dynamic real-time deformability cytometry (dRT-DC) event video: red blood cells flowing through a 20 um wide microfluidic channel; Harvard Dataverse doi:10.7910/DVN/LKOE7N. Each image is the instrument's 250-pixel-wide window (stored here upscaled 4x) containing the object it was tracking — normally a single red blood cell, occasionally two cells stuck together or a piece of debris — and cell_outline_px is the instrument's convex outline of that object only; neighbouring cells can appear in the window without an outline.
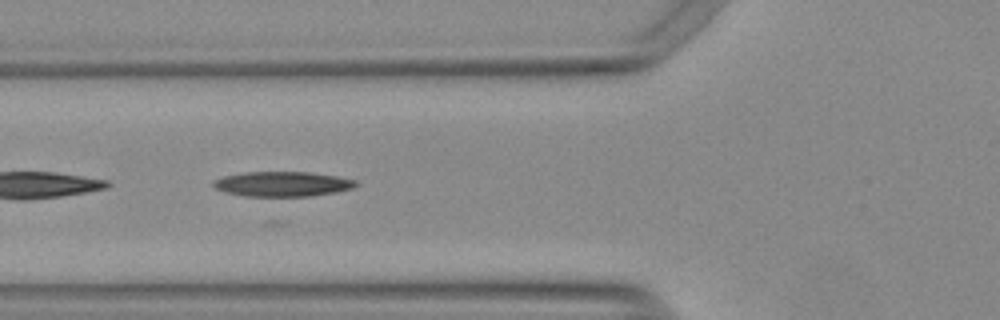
{"species": "Egyptian fruit bat (a non-hibernating species)", "species_latin": "Rousettus aegyptiacus", "temperature_condition": "warm", "stored_images_in_passage": 19, "camera_frame_rate_fps": 3000, "um_per_image_px": 0.085, "animal": {"sex": "female"}, "frame": {"image": 1, "passage_image": 6, "time_ms": 1.667, "image_size_px": [1000, 320], "cell_outline_px": [[360, 184], [352, 188], [336, 192], [312, 196], [244, 196], [228, 192], [216, 188], [212, 184], [212, 180], [220, 176], [244, 172], [312, 172], [336, 176], [356, 180]], "centroid_in_image_um": [24.01, 15.63], "position_along_channel_um": 101.8, "area_um2": 20.81}}